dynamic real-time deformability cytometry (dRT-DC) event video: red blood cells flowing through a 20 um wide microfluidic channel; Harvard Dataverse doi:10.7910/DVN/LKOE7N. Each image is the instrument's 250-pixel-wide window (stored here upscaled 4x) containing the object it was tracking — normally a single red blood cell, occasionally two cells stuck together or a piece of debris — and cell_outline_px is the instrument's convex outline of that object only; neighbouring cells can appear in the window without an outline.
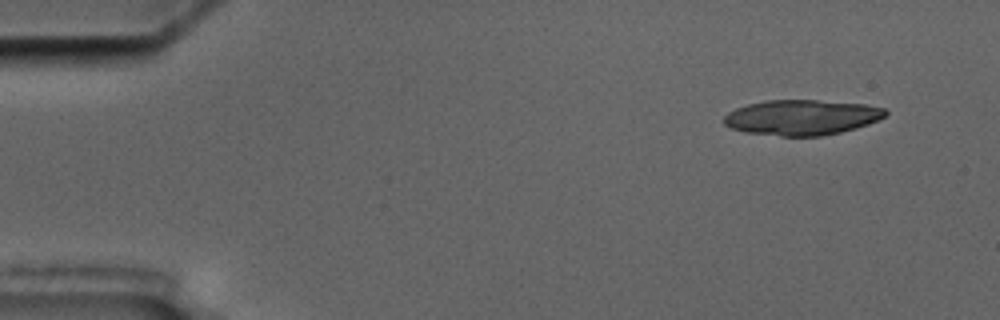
{"species": "common noctule bat (a hibernating species)", "species_latin": "Nyctalus noctula", "temperature_condition": "cold", "stored_images_in_passage": 6, "camera_frame_rate_fps": 3000, "um_per_image_px": 0.085, "animal": {"sex": "male", "body_mass_g": 17.5, "forearm_length_mm": 52.3}, "frame": {"image": 1, "passage_image": 1, "time_ms": 0.0, "image_size_px": [1000, 320], "cell_outline_px": [[888, 112], [884, 116], [868, 124], [856, 128], [840, 132], [820, 136], [780, 136], [748, 132], [732, 128], [724, 124], [724, 116], [728, 112], [736, 108], [748, 104], [764, 100], [816, 100], [864, 104], [884, 108]], "centroid_in_image_um": [68.13, 9.97], "position_along_channel_um": 16.9, "area_um2": 33.0}}
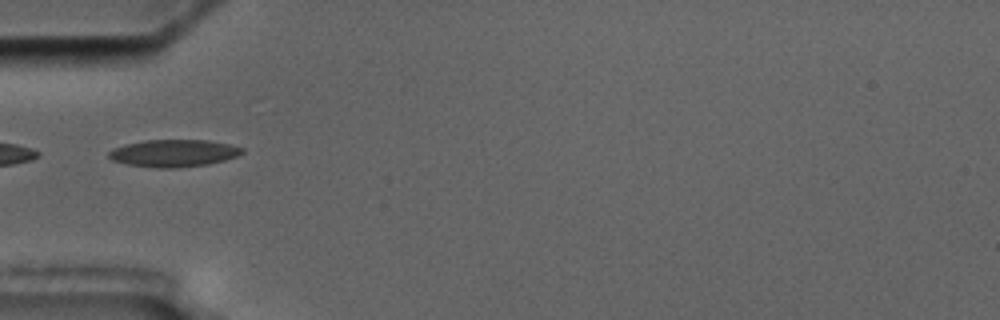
{"frame": {"image": 2, "passage_image": 5, "time_ms": 4.667, "image_size_px": [1000, 320], "cell_outline_px": [[244, 152], [236, 156], [224, 160], [208, 164], [176, 168], [156, 168], [128, 164], [112, 160], [108, 156], [108, 152], [112, 148], [124, 144], [144, 140], [208, 140], [228, 144], [244, 148]], "centroid_in_image_um": [14.74, 13.01], "position_along_channel_um": 70.3, "area_um2": 21.21}}
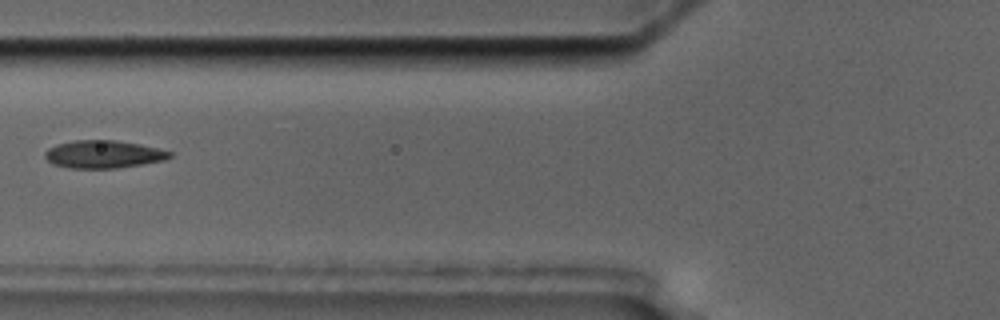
{"frame": {"image": 3, "passage_image": 6, "time_ms": 6.0, "image_size_px": [1000, 320], "cell_outline_px": [[172, 156], [164, 160], [116, 168], [68, 168], [52, 164], [44, 156], [44, 152], [48, 148], [56, 144], [76, 140], [116, 140], [140, 144], [172, 152]], "centroid_in_image_um": [8.75, 13.11], "position_along_channel_um": 117.1, "area_um2": 20.11}}